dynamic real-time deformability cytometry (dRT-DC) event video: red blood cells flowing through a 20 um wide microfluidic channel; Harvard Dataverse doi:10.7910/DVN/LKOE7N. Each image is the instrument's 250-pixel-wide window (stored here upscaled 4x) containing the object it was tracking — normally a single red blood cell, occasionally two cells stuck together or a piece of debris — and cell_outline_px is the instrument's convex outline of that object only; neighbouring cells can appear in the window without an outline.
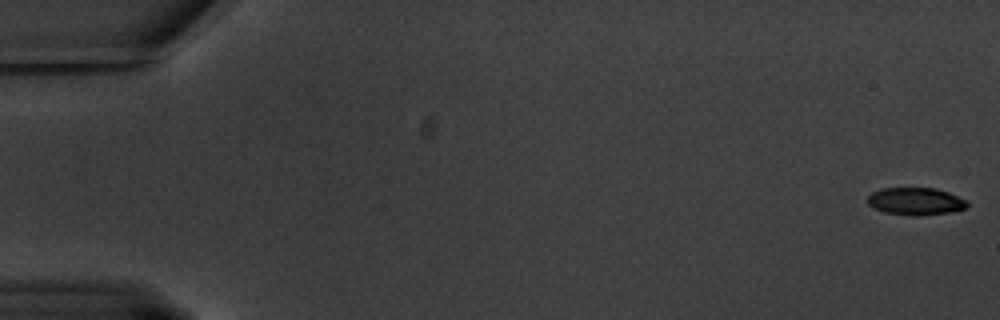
{"species": "common noctule bat (a hibernating species)", "species_latin": "Nyctalus noctula", "temperature_condition": "warm", "stored_images_in_passage": 56, "camera_frame_rate_fps": 3000, "um_per_image_px": 0.085, "animal": {"sex": "male", "body_mass_g": 20.1, "forearm_length_mm": 53.5}, "frame": {"image": 1, "passage_image": 1, "time_ms": 0.0, "image_size_px": [1000, 320], "cell_outline_px": [[968, 204], [964, 208], [948, 212], [916, 216], [912, 216], [884, 212], [868, 204], [868, 196], [872, 192], [884, 188], [936, 188], [948, 192], [968, 200]], "centroid_in_image_um": [77.83, 17.1], "position_along_channel_um": 7.2, "area_um2": 15.78}}
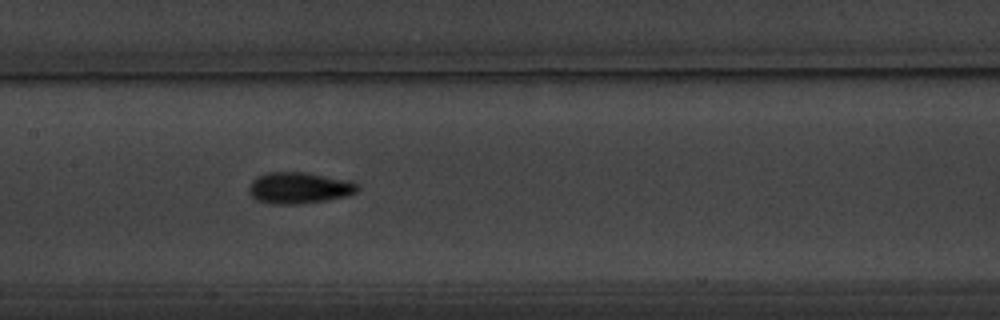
{"frame": {"image": 2, "passage_image": 31, "time_ms": 10.0, "image_size_px": [1000, 320], "cell_outline_px": [[360, 188], [356, 192], [348, 196], [324, 200], [296, 204], [272, 204], [256, 200], [248, 192], [248, 188], [252, 180], [256, 176], [268, 172], [304, 172], [352, 180], [360, 184]], "centroid_in_image_um": [25.44, 15.96], "position_along_channel_um": 182.0, "area_um2": 20.11}}
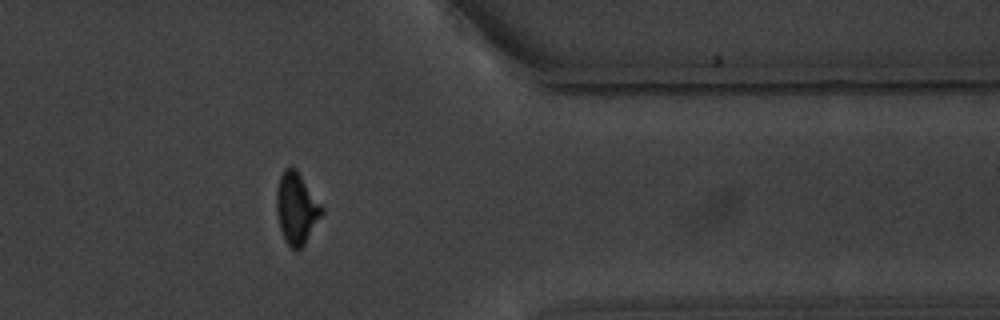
{"frame": {"image": 3, "passage_image": 51, "time_ms": 16.667, "image_size_px": [1000, 320], "cell_outline_px": [[324, 212], [304, 244], [300, 248], [292, 248], [288, 244], [280, 228], [276, 212], [276, 192], [280, 176], [284, 168], [292, 164], [296, 168], [324, 208]], "centroid_in_image_um": [25.2, 17.64], "position_along_channel_um": 386.2, "area_um2": 18.79}}